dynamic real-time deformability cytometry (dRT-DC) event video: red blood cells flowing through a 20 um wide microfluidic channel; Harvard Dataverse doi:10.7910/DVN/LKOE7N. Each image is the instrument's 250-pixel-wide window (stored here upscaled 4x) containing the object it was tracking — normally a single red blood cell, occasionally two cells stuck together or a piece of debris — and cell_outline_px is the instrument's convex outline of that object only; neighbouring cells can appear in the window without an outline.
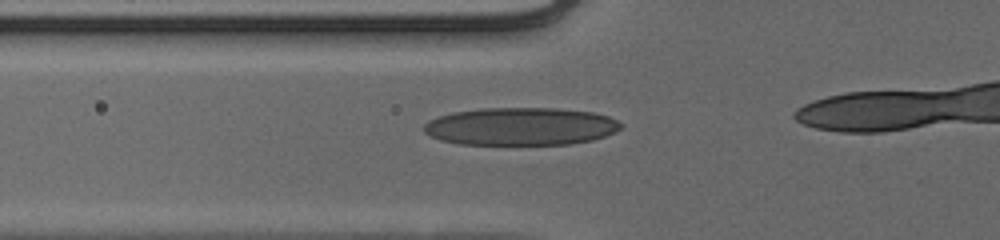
{"species": "human", "species_latin": "Homo sapiens", "temperature_condition": "cold", "stored_images_in_passage": 9, "camera_frame_rate_fps": 3000, "um_per_image_px": 0.085, "donor": {"sex": "male"}, "frame": {"image": 1, "passage_image": 6, "time_ms": 1.667, "image_size_px": [1000, 240], "cell_outline_px": [[624, 124], [616, 132], [592, 140], [572, 144], [460, 144], [440, 140], [424, 132], [424, 124], [428, 120], [452, 112], [484, 108], [556, 108], [592, 112], [608, 116]], "centroid_in_image_um": [44.27, 10.74], "position_along_channel_um": 81.5, "area_um2": 43.35}}
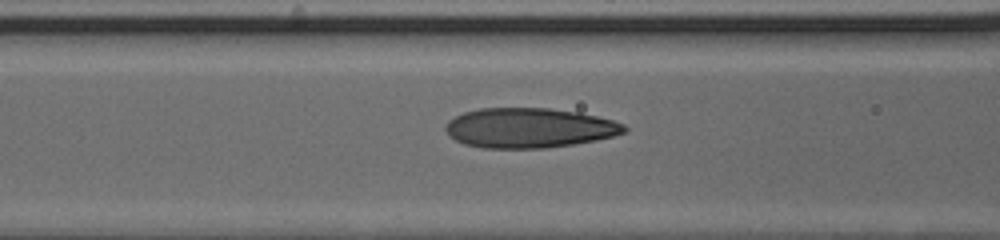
{"frame": {"image": 2, "passage_image": 9, "time_ms": 2.667, "image_size_px": [1000, 240], "cell_outline_px": [[628, 128], [624, 132], [612, 136], [596, 140], [572, 144], [544, 148], [484, 148], [464, 144], [448, 136], [444, 128], [448, 120], [464, 112], [480, 108], [548, 108], [580, 112], [612, 120], [624, 124]], "centroid_in_image_um": [44.95, 10.87], "position_along_channel_um": 121.7, "area_um2": 41.5}}